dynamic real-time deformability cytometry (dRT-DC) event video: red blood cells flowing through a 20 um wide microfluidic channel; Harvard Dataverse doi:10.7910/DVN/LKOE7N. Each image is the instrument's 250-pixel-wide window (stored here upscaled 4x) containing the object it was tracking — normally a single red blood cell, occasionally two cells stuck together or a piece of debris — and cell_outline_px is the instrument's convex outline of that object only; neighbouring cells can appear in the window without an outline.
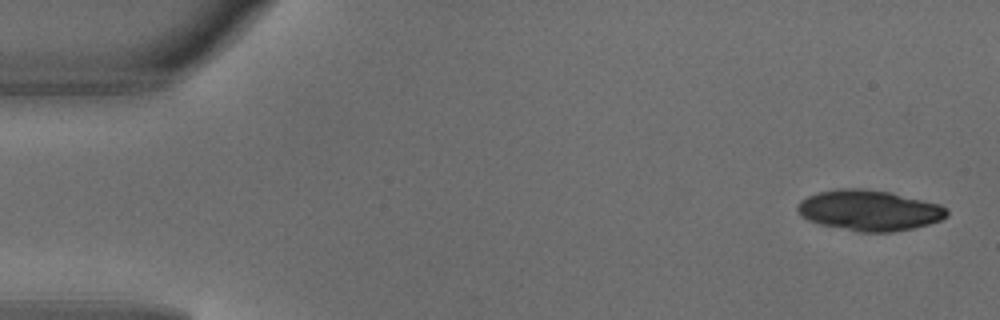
{"species": "common noctule bat (a hibernating species)", "species_latin": "Nyctalus noctula", "temperature_condition": "warm", "stored_images_in_passage": 4, "segment_of_instrument_passage": [1, 2], "camera_frame_rate_fps": 3000, "um_per_image_px": 0.085, "animal": {"sex": "male", "body_mass_g": 18.8}, "frame": {"image": 1, "passage_image": 1, "time_ms": 0.0, "image_size_px": [1000, 320], "cell_outline_px": [[948, 216], [940, 220], [928, 224], [912, 228], [892, 232], [856, 232], [820, 224], [808, 220], [800, 216], [796, 208], [800, 200], [808, 196], [820, 192], [836, 188], [860, 188], [888, 192], [940, 204], [948, 208]], "centroid_in_image_um": [73.87, 17.89], "position_along_channel_um": 11.1, "area_um2": 35.37}}